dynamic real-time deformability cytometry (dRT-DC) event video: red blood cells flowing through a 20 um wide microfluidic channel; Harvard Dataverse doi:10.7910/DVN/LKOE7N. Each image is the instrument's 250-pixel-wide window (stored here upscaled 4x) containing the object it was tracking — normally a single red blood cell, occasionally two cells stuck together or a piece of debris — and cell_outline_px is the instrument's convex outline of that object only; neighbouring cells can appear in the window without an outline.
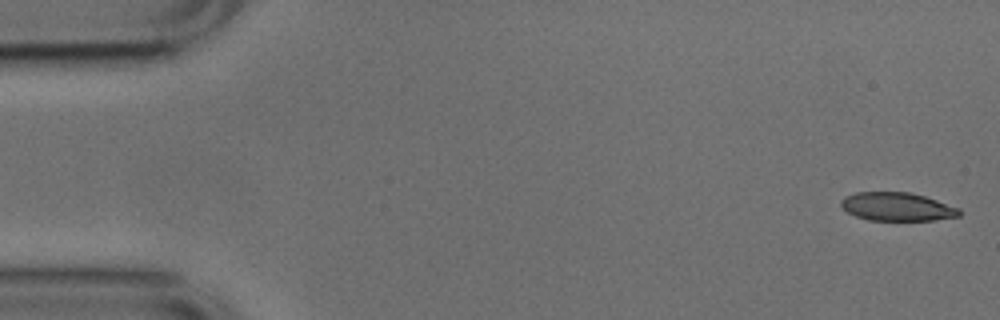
{"species": "common noctule bat (a hibernating species)", "species_latin": "Nyctalus noctula", "temperature_condition": "cold", "stored_images_in_passage": 9, "camera_frame_rate_fps": 3000, "um_per_image_px": 0.085, "animal": {"sex": "male", "body_mass_g": 17.9, "forearm_length_mm": 54.2}, "frame": {"image": 1, "passage_image": 1, "time_ms": 0.0, "image_size_px": [1000, 320], "cell_outline_px": [[960, 216], [932, 220], [868, 220], [856, 216], [848, 212], [840, 204], [840, 200], [844, 196], [856, 192], [908, 192], [924, 196], [960, 208]], "centroid_in_image_um": [76.23, 17.56], "position_along_channel_um": 8.8, "area_um2": 19.48}}